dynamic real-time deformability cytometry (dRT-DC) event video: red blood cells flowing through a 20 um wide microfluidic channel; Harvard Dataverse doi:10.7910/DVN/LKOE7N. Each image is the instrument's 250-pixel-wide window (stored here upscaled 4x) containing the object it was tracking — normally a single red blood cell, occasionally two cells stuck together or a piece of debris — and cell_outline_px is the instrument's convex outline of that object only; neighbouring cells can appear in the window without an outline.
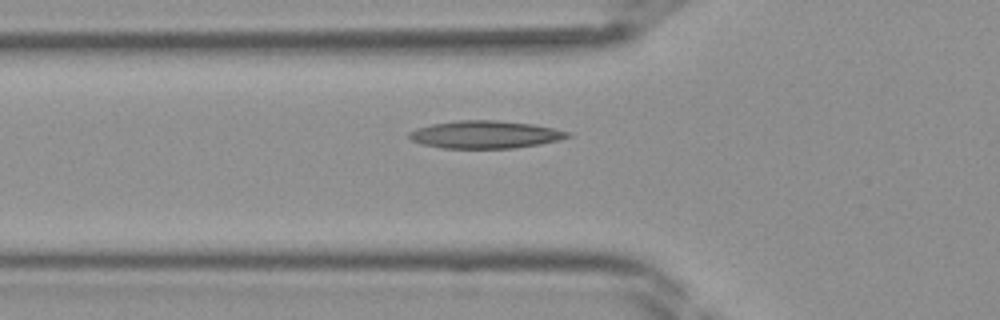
{"species": "Egyptian fruit bat (a non-hibernating species)", "species_latin": "Rousettus aegyptiacus", "temperature_condition": "room temperature", "stored_images_in_passage": 41, "camera_frame_rate_fps": 3000, "um_per_image_px": 0.085, "frame": {"image": 1, "passage_image": 15, "time_ms": 4.667, "image_size_px": [1000, 320], "cell_outline_px": [[572, 136], [560, 140], [540, 144], [512, 148], [440, 148], [420, 144], [412, 140], [408, 136], [408, 132], [416, 128], [432, 124], [460, 120], [496, 120], [532, 124], [572, 132]], "centroid_in_image_um": [41.24, 11.44], "position_along_channel_um": 84.6, "area_um2": 25.61}}
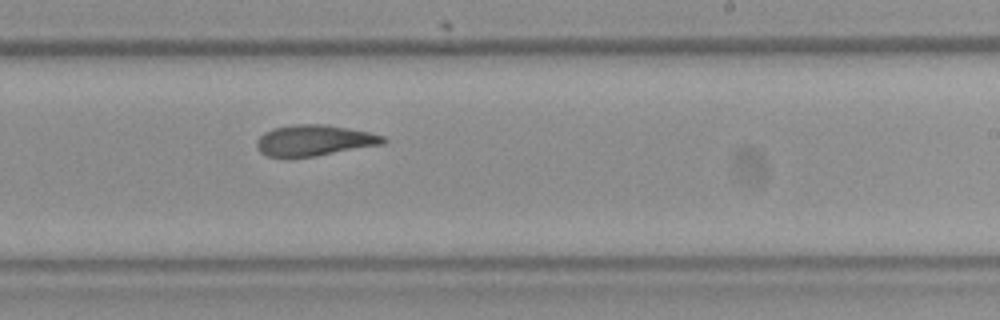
{"frame": {"image": 2, "passage_image": 26, "time_ms": 8.333, "image_size_px": [1000, 320], "cell_outline_px": [[388, 140], [384, 144], [316, 156], [288, 160], [268, 156], [260, 152], [256, 148], [256, 140], [264, 132], [272, 128], [292, 124], [324, 124], [368, 132], [384, 136]], "centroid_in_image_um": [26.64, 11.96], "position_along_channel_um": 262.4, "area_um2": 23.41}}
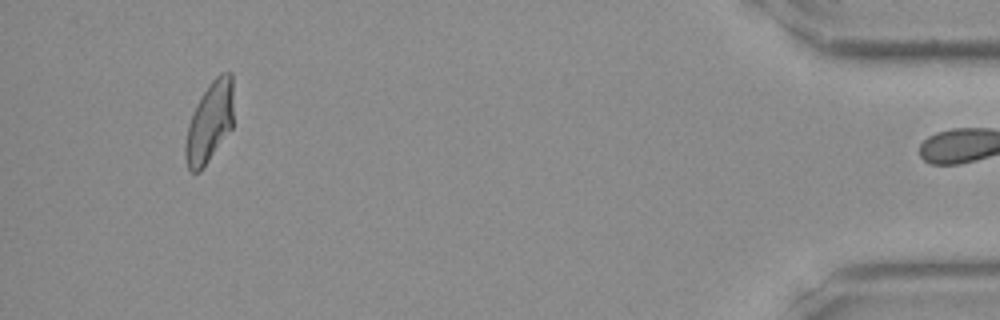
{"frame": {"image": 3, "passage_image": 40, "time_ms": 13.0, "image_size_px": [1000, 320], "cell_outline_px": [[232, 128], [200, 172], [192, 172], [188, 168], [184, 156], [184, 144], [188, 124], [192, 112], [196, 104], [212, 80], [220, 72], [232, 72]], "centroid_in_image_um": [17.79, 10.4], "position_along_channel_um": 417.4, "area_um2": 22.54}}